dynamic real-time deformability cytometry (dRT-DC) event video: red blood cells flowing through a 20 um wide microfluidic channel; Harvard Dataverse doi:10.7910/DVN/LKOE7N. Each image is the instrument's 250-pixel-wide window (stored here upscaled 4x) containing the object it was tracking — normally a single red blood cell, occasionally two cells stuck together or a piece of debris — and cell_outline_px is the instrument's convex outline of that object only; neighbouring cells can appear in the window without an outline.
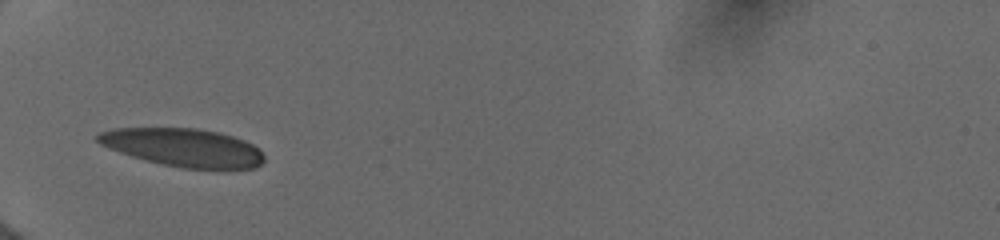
{"species": "human", "species_latin": "Homo sapiens", "temperature_condition": "cold", "stored_images_in_passage": 33, "camera_frame_rate_fps": 3000, "um_per_image_px": 0.085, "donor": {"sex": "female"}, "frame": {"image": 1, "passage_image": 6, "time_ms": 2.0, "image_size_px": [1000, 240], "cell_outline_px": [[264, 160], [256, 168], [220, 172], [180, 168], [132, 156], [108, 148], [100, 144], [96, 140], [96, 136], [100, 132], [116, 128], [196, 128], [220, 132], [244, 140], [252, 144], [264, 156]], "centroid_in_image_um": [15.66, 12.58], "position_along_channel_um": 69.3, "area_um2": 37.69}}
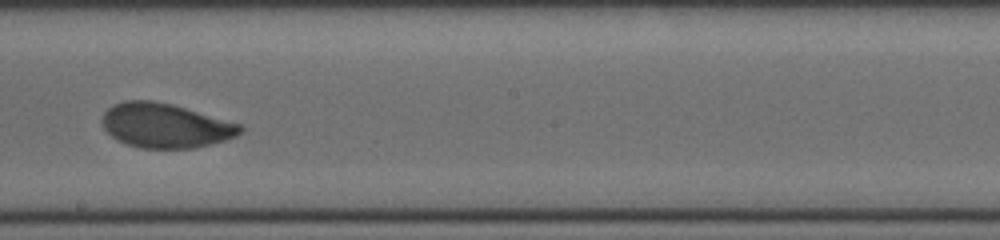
{"frame": {"image": 2, "passage_image": 13, "time_ms": 6.333, "image_size_px": [1000, 240], "cell_outline_px": [[244, 128], [236, 136], [224, 140], [196, 148], [140, 148], [116, 140], [104, 128], [104, 112], [108, 108], [124, 100], [152, 100], [172, 104], [240, 124]], "centroid_in_image_um": [14.05, 10.67], "position_along_channel_um": 234.1, "area_um2": 35.37}}
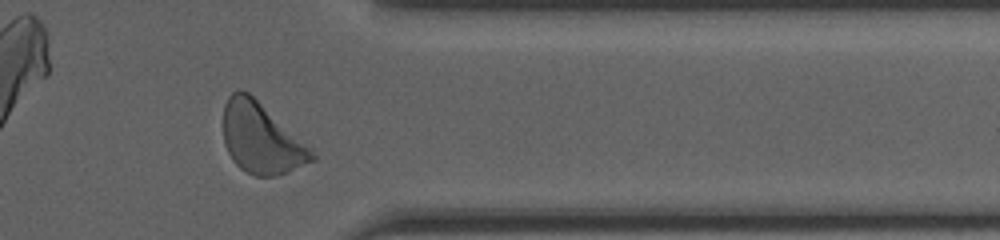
{"frame": {"image": 3, "passage_image": 26, "time_ms": 10.333, "image_size_px": [1000, 240], "cell_outline_px": [[316, 160], [288, 172], [276, 176], [256, 176], [240, 168], [232, 160], [224, 144], [224, 104], [228, 96], [236, 88], [248, 92], [312, 148], [316, 156]], "centroid_in_image_um": [22.21, 11.76], "position_along_channel_um": 389.2, "area_um2": 36.36}, "authors_computed_cell_mechanics": {"area_um2": 35.4314, "velocity_mm_per_s": 3.9722, "shape_relaxation_time_tau1_ms": 4.457, "shape_relaxation_time_tau2_ms": 1.1122, "deformation_change_tau1": 0.1542, "deformation_change_tau2": 0.0589}}